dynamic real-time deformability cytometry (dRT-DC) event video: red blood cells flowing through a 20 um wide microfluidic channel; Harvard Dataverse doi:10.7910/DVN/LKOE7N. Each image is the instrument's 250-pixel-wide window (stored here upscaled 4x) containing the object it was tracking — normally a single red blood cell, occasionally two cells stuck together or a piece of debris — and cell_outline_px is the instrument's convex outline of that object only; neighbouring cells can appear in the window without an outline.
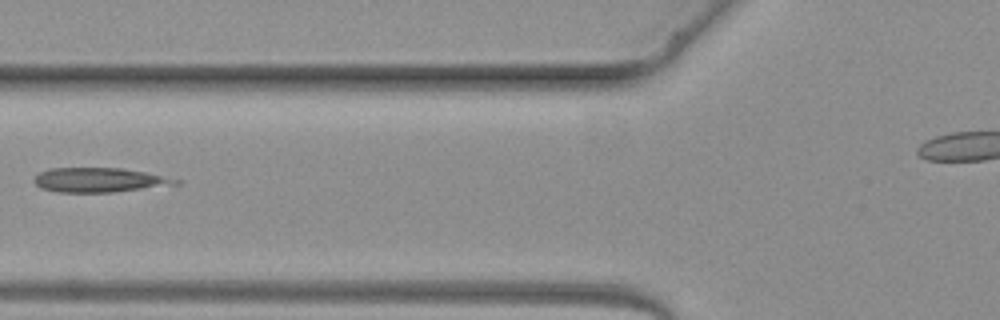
{"species": "common noctule bat (a hibernating species)", "species_latin": "Nyctalus noctula", "temperature_condition": "warm", "stored_images_in_passage": 5, "camera_frame_rate_fps": 3000, "um_per_image_px": 0.085, "animal": {"sex": "female", "body_mass_g": 19.3, "forearm_length_mm": 54.1}, "frame": {"image": 1, "passage_image": 5, "time_ms": 4.667, "image_size_px": [1000, 320], "cell_outline_px": [[180, 184], [112, 192], [56, 192], [40, 188], [32, 180], [40, 172], [48, 168], [120, 168], [144, 172], [180, 180]], "centroid_in_image_um": [8.38, 15.3], "position_along_channel_um": 117.4, "area_um2": 20.0}}